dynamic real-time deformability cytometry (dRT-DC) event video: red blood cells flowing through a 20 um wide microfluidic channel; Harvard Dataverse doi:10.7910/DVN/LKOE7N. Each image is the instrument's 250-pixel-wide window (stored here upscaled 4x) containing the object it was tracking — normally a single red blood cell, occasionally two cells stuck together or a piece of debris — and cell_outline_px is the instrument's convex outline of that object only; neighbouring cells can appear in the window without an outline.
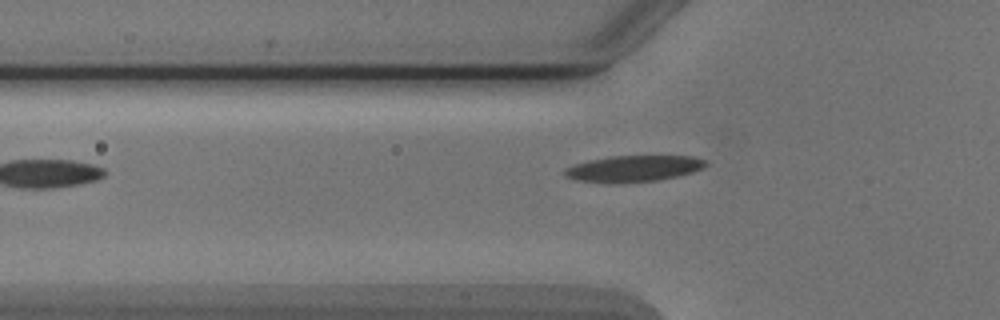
{"species": "Egyptian fruit bat (a non-hibernating species)", "species_latin": "Rousettus aegyptiacus", "temperature_condition": "cold", "stored_images_in_passage": 6, "camera_frame_rate_fps": 3000, "um_per_image_px": 0.085, "animal": {"sex": "male"}, "frame": {"image": 1, "passage_image": 6, "time_ms": 5.667, "image_size_px": [1000, 320], "cell_outline_px": [[708, 164], [704, 168], [692, 172], [676, 176], [656, 180], [616, 184], [576, 180], [564, 176], [564, 168], [572, 164], [588, 160], [612, 156], [692, 156], [704, 160]], "centroid_in_image_um": [53.79, 14.33], "position_along_channel_um": 72.0, "area_um2": 21.73}}